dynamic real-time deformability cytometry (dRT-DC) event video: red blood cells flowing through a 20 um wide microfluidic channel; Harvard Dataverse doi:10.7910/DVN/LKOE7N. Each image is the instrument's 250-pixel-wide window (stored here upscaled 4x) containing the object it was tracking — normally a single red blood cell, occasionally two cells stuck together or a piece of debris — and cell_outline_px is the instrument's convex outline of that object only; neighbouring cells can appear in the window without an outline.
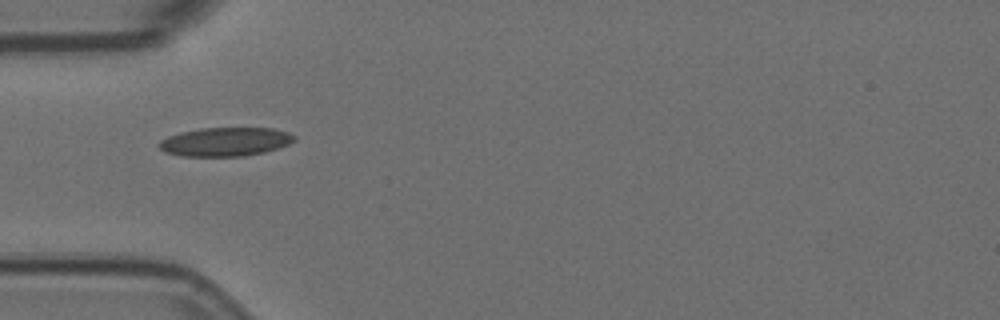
{"species": "Egyptian fruit bat (a non-hibernating species)", "species_latin": "Rousettus aegyptiacus", "temperature_condition": "room temperature", "stored_images_in_passage": 17, "camera_frame_rate_fps": 3000, "um_per_image_px": 0.085, "animal": {"sex": "female"}, "frame": {"image": 1, "passage_image": 7, "time_ms": 2.0, "image_size_px": [1000, 320], "cell_outline_px": [[296, 140], [288, 144], [264, 152], [244, 156], [180, 156], [164, 152], [156, 144], [160, 140], [168, 136], [180, 132], [200, 128], [272, 128], [288, 132], [296, 136]], "centroid_in_image_um": [19.12, 12.05], "position_along_channel_um": 65.9, "area_um2": 22.77}}
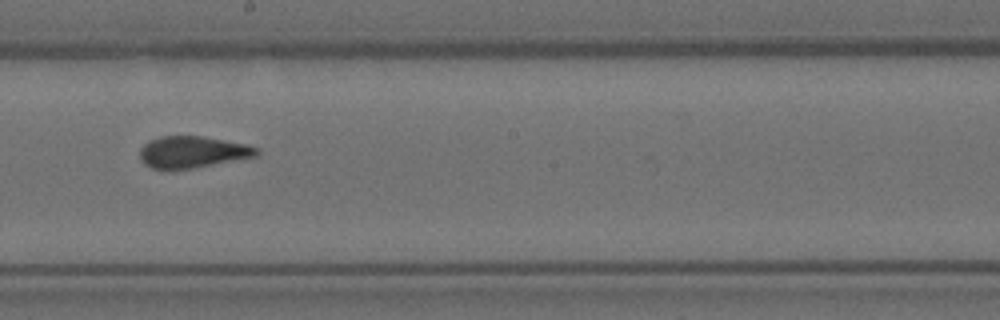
{"frame": {"image": 2, "passage_image": 11, "time_ms": 3.333, "image_size_px": [1000, 320], "cell_outline_px": [[260, 152], [256, 156], [172, 172], [152, 168], [144, 164], [140, 160], [140, 148], [144, 144], [160, 136], [200, 136], [248, 144], [260, 148]], "centroid_in_image_um": [16.34, 12.95], "position_along_channel_um": 231.9, "area_um2": 21.91}}
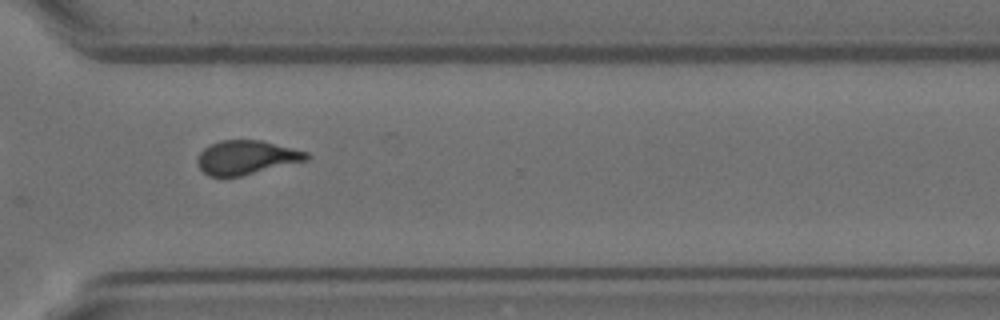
{"frame": {"image": 3, "passage_image": 14, "time_ms": 4.333, "image_size_px": [1000, 320], "cell_outline_px": [[308, 160], [240, 176], [208, 176], [200, 168], [196, 160], [200, 152], [204, 148], [220, 140], [260, 140], [308, 152]], "centroid_in_image_um": [20.92, 13.38], "position_along_channel_um": 349.7, "area_um2": 21.33}}